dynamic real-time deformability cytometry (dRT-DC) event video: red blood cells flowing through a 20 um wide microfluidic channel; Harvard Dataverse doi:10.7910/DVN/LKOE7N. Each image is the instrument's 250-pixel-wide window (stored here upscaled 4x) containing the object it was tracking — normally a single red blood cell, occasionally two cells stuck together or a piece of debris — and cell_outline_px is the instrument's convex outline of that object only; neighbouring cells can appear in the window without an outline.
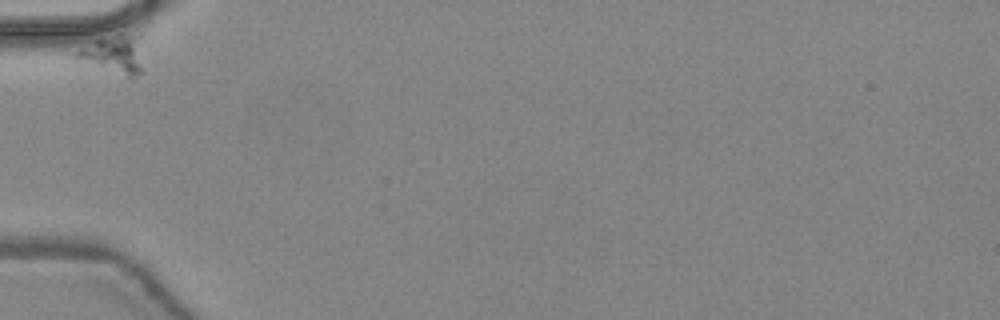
{"species": "common noctule bat (a hibernating species)", "species_latin": "Nyctalus noctula", "temperature_condition": "warm", "stored_images_in_passage": 34, "camera_frame_rate_fps": 3000, "um_per_image_px": 0.085, "animal": {"sex": "female", "body_mass_g": 24.6, "forearm_length_mm": 56.2}, "frame": {"image": 1, "passage_image": 1, "time_ms": 0.0, "image_size_px": [1000, 320], "cell_outline_px": [[144, 72], [132, 76], [128, 76], [68, 56], [68, 52], [96, 40], [120, 36], [132, 36]], "centroid_in_image_um": [9.47, 4.68], "position_along_channel_um": 75.5, "area_um2": 13.53}}
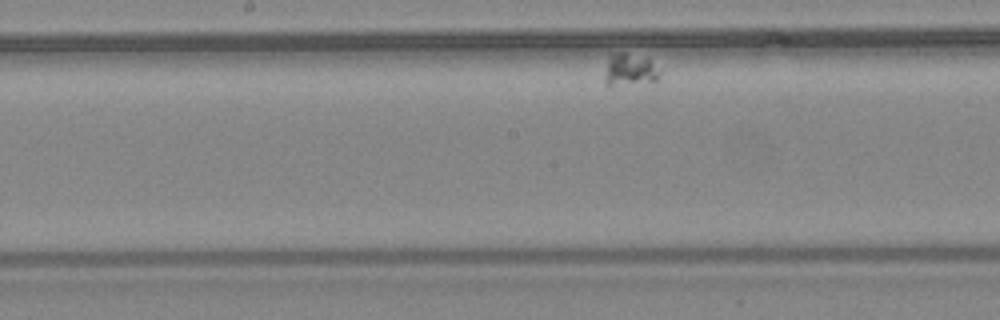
{"frame": {"image": 2, "passage_image": 15, "time_ms": 4.667, "image_size_px": [1000, 320], "cell_outline_px": [[660, 72], [656, 80], [612, 88], [608, 88], [604, 84], [604, 76], [608, 52], [624, 52], [648, 60], [660, 68]], "centroid_in_image_um": [53.41, 5.96], "position_along_channel_um": 194.8, "area_um2": 10.81}}
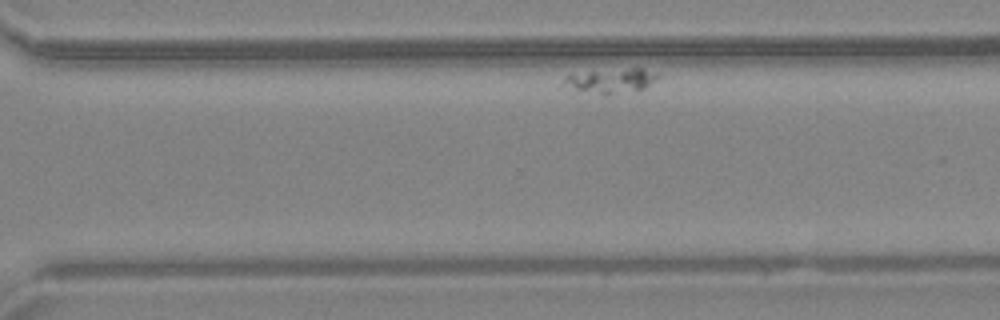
{"frame": {"image": 3, "passage_image": 29, "time_ms": 9.333, "image_size_px": [1000, 320], "cell_outline_px": [[660, 76], [644, 88], [608, 96], [604, 96], [576, 88], [564, 84], [564, 76], [572, 72], [628, 68], [644, 68], [656, 72]], "centroid_in_image_um": [51.95, 6.84], "position_along_channel_um": 318.7, "area_um2": 13.58}}